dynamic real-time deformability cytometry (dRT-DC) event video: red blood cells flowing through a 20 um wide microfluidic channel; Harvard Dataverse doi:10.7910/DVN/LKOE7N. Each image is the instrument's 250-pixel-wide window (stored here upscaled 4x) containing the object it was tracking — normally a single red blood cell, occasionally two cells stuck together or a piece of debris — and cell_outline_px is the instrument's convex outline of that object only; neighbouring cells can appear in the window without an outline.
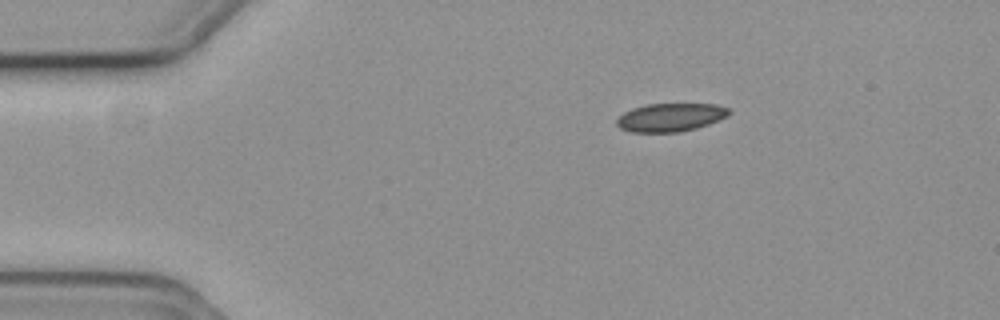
{"species": "common noctule bat (a hibernating species)", "species_latin": "Nyctalus noctula", "temperature_condition": "cold", "stored_images_in_passage": 47, "camera_frame_rate_fps": 3000, "um_per_image_px": 0.085, "animal": {"sex": "female", "body_mass_g": 19.3, "forearm_length_mm": 54.1}, "frame": {"image": 1, "passage_image": 1, "time_ms": 0.0, "image_size_px": [1000, 320], "cell_outline_px": [[732, 112], [728, 116], [708, 124], [696, 128], [680, 132], [632, 132], [620, 128], [616, 124], [616, 120], [624, 112], [632, 108], [648, 104], [716, 104], [728, 108]], "centroid_in_image_um": [57.0, 9.97], "position_along_channel_um": 28.0, "area_um2": 18.5}}
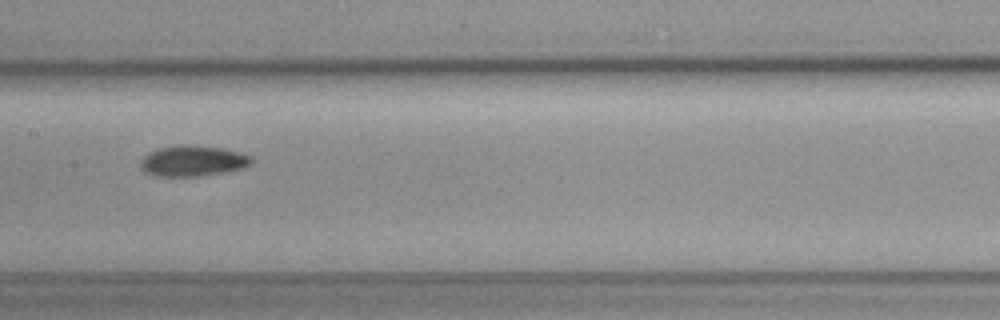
{"frame": {"image": 2, "passage_image": 19, "time_ms": 6.0, "image_size_px": [1000, 320], "cell_outline_px": [[252, 164], [244, 168], [224, 172], [196, 176], [156, 176], [144, 172], [140, 168], [140, 164], [144, 156], [148, 152], [156, 148], [180, 144], [192, 144], [224, 148], [244, 152], [252, 156]], "centroid_in_image_um": [16.41, 13.65], "position_along_channel_um": 191.0, "area_um2": 20.35}}
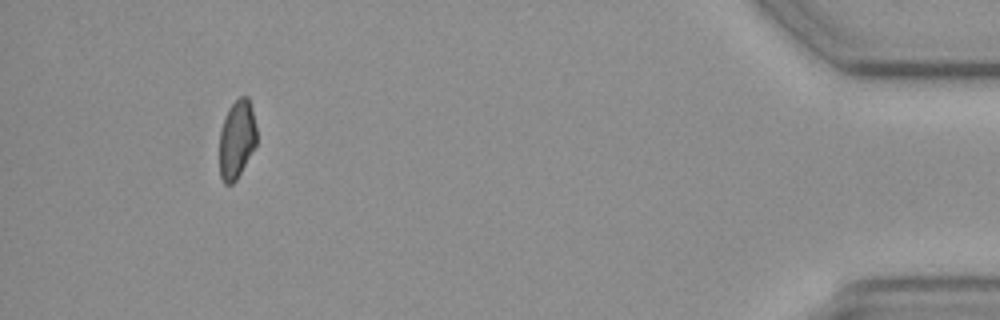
{"frame": {"image": 3, "passage_image": 43, "time_ms": 14.0, "image_size_px": [1000, 320], "cell_outline_px": [[256, 144], [236, 180], [232, 184], [224, 184], [220, 176], [220, 132], [228, 108], [240, 96], [248, 96], [252, 108], [256, 128]], "centroid_in_image_um": [20.12, 11.83], "position_along_channel_um": 415.1, "area_um2": 16.82}}